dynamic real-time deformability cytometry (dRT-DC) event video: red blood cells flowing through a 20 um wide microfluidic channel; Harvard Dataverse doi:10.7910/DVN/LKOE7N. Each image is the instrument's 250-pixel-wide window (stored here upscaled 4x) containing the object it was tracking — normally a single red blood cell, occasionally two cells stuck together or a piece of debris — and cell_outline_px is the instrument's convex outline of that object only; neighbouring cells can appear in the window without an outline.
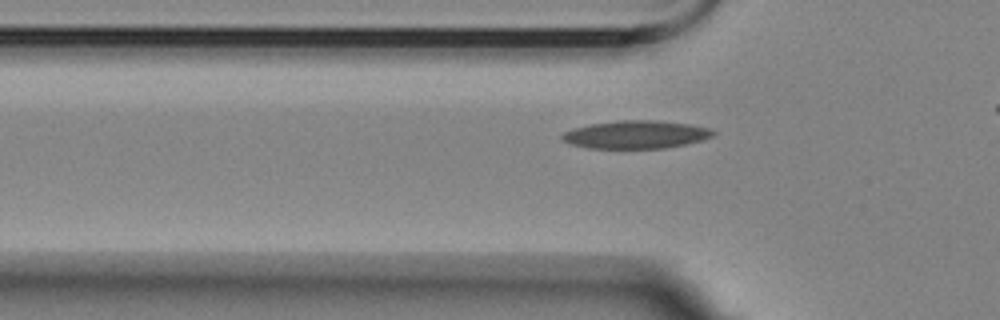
{"species": "Egyptian fruit bat (a non-hibernating species)", "species_latin": "Rousettus aegyptiacus", "temperature_condition": "room temperature", "stored_images_in_passage": 33, "camera_frame_rate_fps": 3000, "um_per_image_px": 0.085, "animal": {"sex": "female"}, "frame": {"image": 1, "passage_image": 4, "time_ms": 1.0, "image_size_px": [1000, 320], "cell_outline_px": [[716, 132], [712, 136], [704, 140], [664, 148], [588, 148], [572, 144], [564, 140], [560, 136], [564, 132], [572, 128], [592, 124], [620, 120], [652, 120], [692, 124], [708, 128]], "centroid_in_image_um": [54.07, 11.43], "position_along_channel_um": 71.7, "area_um2": 24.45}}
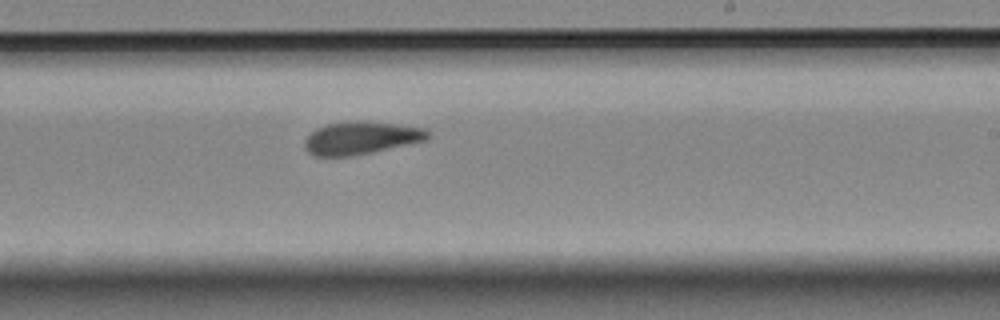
{"frame": {"image": 2, "passage_image": 20, "time_ms": 6.333, "image_size_px": [1000, 320], "cell_outline_px": [[432, 136], [428, 140], [372, 152], [352, 156], [316, 156], [308, 152], [304, 148], [304, 140], [316, 128], [324, 124], [356, 120], [396, 124], [428, 128], [432, 132]], "centroid_in_image_um": [30.74, 11.71], "position_along_channel_um": 258.3, "area_um2": 23.87}}
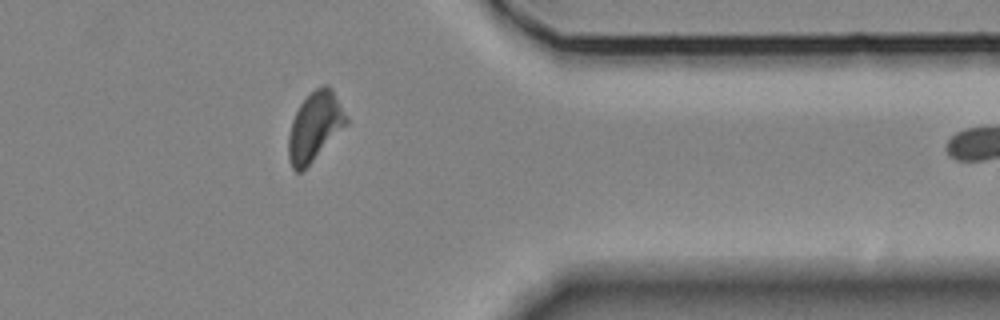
{"frame": {"image": 3, "passage_image": 32, "time_ms": 10.333, "image_size_px": [1000, 320], "cell_outline_px": [[348, 124], [300, 172], [296, 172], [292, 168], [288, 160], [288, 136], [292, 120], [300, 104], [316, 88], [324, 84], [328, 84], [332, 88], [348, 116]], "centroid_in_image_um": [26.77, 10.73], "position_along_channel_um": 384.6, "area_um2": 23.0}}